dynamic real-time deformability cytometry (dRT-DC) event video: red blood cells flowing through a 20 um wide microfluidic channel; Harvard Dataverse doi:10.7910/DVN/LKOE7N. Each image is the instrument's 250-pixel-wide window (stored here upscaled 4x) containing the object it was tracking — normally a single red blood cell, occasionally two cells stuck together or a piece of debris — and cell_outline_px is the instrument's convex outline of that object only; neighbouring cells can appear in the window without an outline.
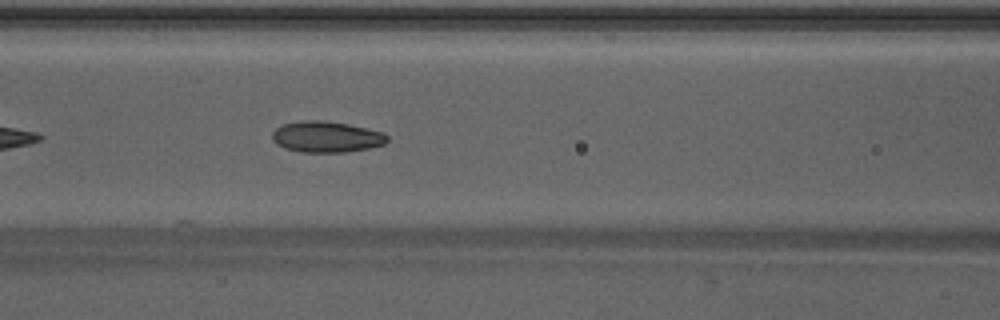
{"species": "Egyptian fruit bat (a non-hibernating species)", "species_latin": "Rousettus aegyptiacus", "temperature_condition": "warm", "stored_images_in_passage": 36, "camera_frame_rate_fps": 3000, "um_per_image_px": 0.085, "animal": {"sex": "male"}, "frame": {"image": 1, "passage_image": 8, "time_ms": 2.333, "image_size_px": [1000, 320], "cell_outline_px": [[388, 140], [384, 144], [368, 148], [344, 152], [300, 152], [284, 148], [276, 144], [272, 140], [272, 132], [280, 124], [300, 120], [324, 120], [348, 124], [384, 132], [388, 136]], "centroid_in_image_um": [27.7, 11.62], "position_along_channel_um": 138.9, "area_um2": 21.04}}
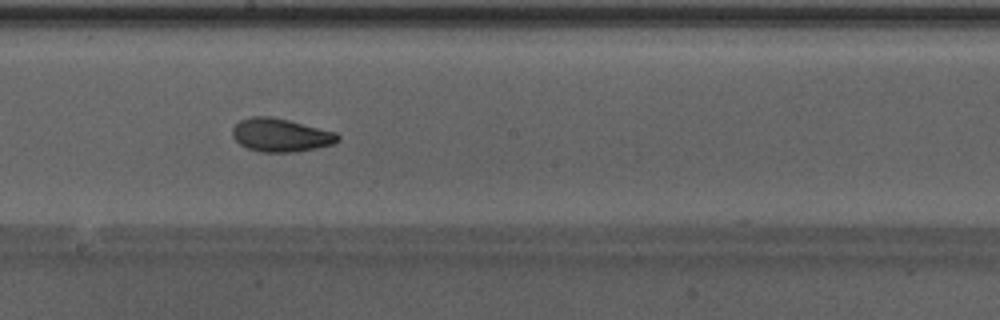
{"frame": {"image": 2, "passage_image": 14, "time_ms": 4.333, "image_size_px": [1000, 320], "cell_outline_px": [[340, 140], [332, 144], [316, 148], [292, 152], [260, 152], [248, 148], [240, 144], [232, 136], [232, 128], [240, 120], [252, 116], [272, 116], [336, 132], [340, 136]], "centroid_in_image_um": [23.85, 11.48], "position_along_channel_um": 224.4, "area_um2": 20.4}}
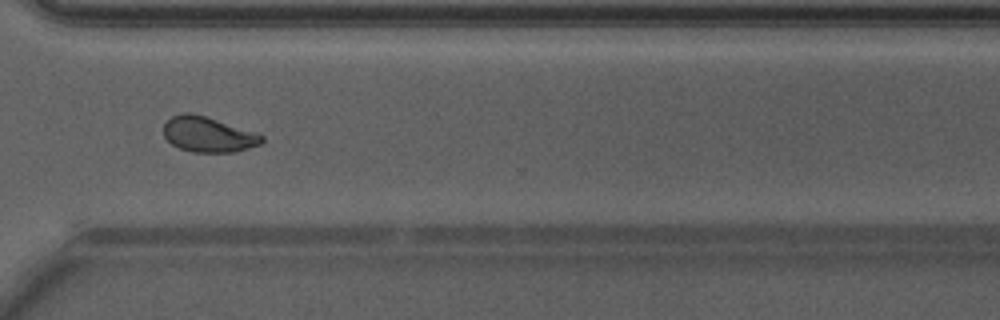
{"frame": {"image": 3, "passage_image": 23, "time_ms": 7.333, "image_size_px": [1000, 320], "cell_outline_px": [[264, 140], [260, 144], [248, 148], [232, 152], [192, 152], [180, 148], [172, 144], [164, 136], [164, 124], [172, 116], [180, 112], [188, 112], [204, 116], [256, 132], [264, 136]], "centroid_in_image_um": [17.69, 11.42], "position_along_channel_um": 352.9, "area_um2": 20.06}, "authors_computed_cell_mechanics": {"area_um2": 20.2589, "velocity_mm_per_s": 4.2775, "shape_relaxation_time_tau1_ms": 3.8275, "shape_relaxation_time_tau2_ms": 1.1455, "deformation_change_tau1": 0.1343, "deformation_change_tau2": 0.0527}}